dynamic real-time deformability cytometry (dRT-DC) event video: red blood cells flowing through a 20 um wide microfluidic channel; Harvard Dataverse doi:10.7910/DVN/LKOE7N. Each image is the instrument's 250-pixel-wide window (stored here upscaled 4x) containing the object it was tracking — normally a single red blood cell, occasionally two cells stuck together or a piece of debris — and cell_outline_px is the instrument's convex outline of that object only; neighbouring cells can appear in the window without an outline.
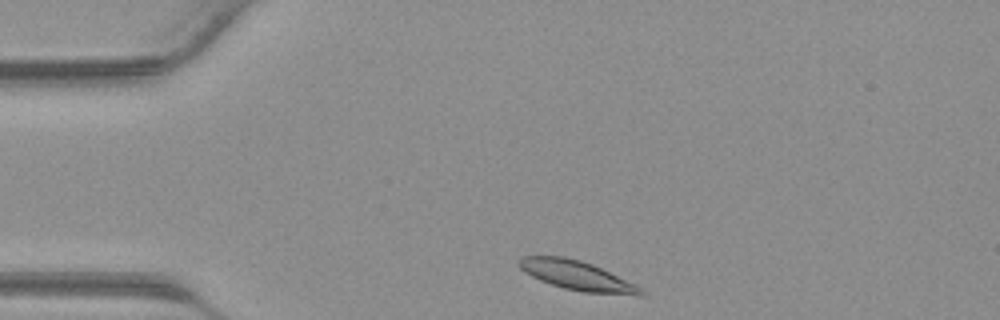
{"species": "common noctule bat (a hibernating species)", "species_latin": "Nyctalus noctula", "temperature_condition": "warm", "stored_images_in_passage": 27, "camera_frame_rate_fps": 3000, "um_per_image_px": 0.085, "animal": {"sex": "male", "body_mass_g": 23.1, "forearm_length_mm": 52.7}, "frame": {"image": 1, "passage_image": 1, "time_ms": 0.0, "image_size_px": [1000, 320], "cell_outline_px": [[648, 296], [636, 296], [584, 292], [564, 288], [540, 280], [524, 272], [516, 264], [516, 260], [520, 256], [564, 256], [580, 260], [592, 264], [636, 284], [648, 292]], "centroid_in_image_um": [49.09, 23.43], "position_along_channel_um": 35.9, "area_um2": 21.21}}
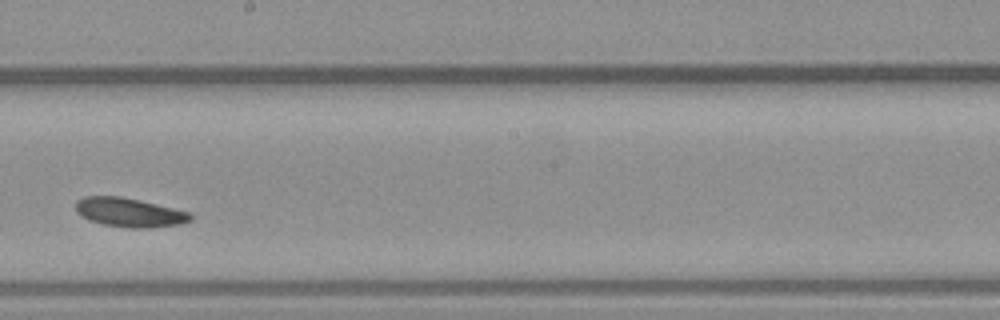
{"frame": {"image": 2, "passage_image": 16, "time_ms": 5.0, "image_size_px": [1000, 320], "cell_outline_px": [[192, 220], [180, 224], [152, 228], [128, 228], [104, 224], [88, 220], [80, 216], [76, 212], [76, 200], [84, 196], [120, 196], [192, 212]], "centroid_in_image_um": [11.0, 18.06], "position_along_channel_um": 237.2, "area_um2": 19.59}}
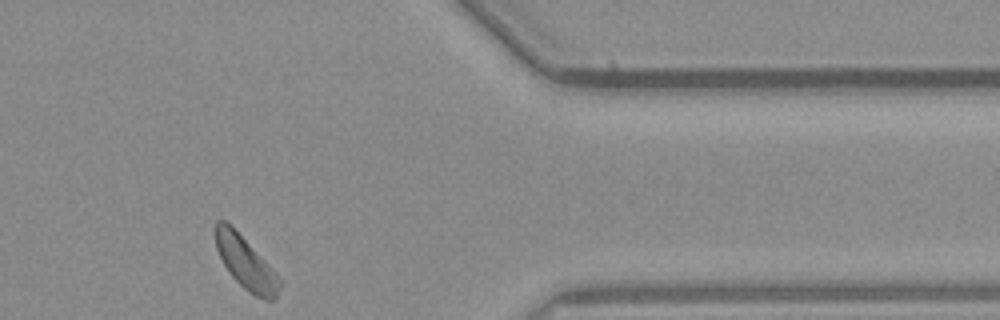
{"frame": {"image": 3, "passage_image": 27, "time_ms": 8.667, "image_size_px": [1000, 320], "cell_outline_px": [[280, 288], [276, 300], [264, 300], [248, 292], [228, 272], [216, 248], [212, 232], [212, 228], [216, 220], [224, 220], [248, 244], [280, 280]], "centroid_in_image_um": [20.81, 22.35], "position_along_channel_um": 390.6, "area_um2": 18.96}}